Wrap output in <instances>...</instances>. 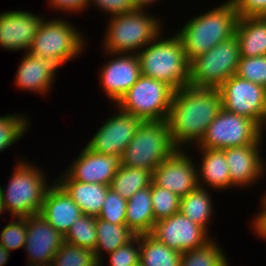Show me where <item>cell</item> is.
I'll use <instances>...</instances> for the list:
<instances>
[{"instance_id": "obj_20", "label": "cell", "mask_w": 266, "mask_h": 266, "mask_svg": "<svg viewBox=\"0 0 266 266\" xmlns=\"http://www.w3.org/2000/svg\"><path fill=\"white\" fill-rule=\"evenodd\" d=\"M260 146V144H249L223 149L233 186L247 187L264 174L266 164L260 157Z\"/></svg>"}, {"instance_id": "obj_17", "label": "cell", "mask_w": 266, "mask_h": 266, "mask_svg": "<svg viewBox=\"0 0 266 266\" xmlns=\"http://www.w3.org/2000/svg\"><path fill=\"white\" fill-rule=\"evenodd\" d=\"M70 167L66 174L72 180L110 186L121 167V156L95 153L85 146Z\"/></svg>"}, {"instance_id": "obj_24", "label": "cell", "mask_w": 266, "mask_h": 266, "mask_svg": "<svg viewBox=\"0 0 266 266\" xmlns=\"http://www.w3.org/2000/svg\"><path fill=\"white\" fill-rule=\"evenodd\" d=\"M202 154V161L198 171V184L203 186V182L212 188L226 189L234 187L229 176V167L226 162L225 153L222 149L199 148Z\"/></svg>"}, {"instance_id": "obj_26", "label": "cell", "mask_w": 266, "mask_h": 266, "mask_svg": "<svg viewBox=\"0 0 266 266\" xmlns=\"http://www.w3.org/2000/svg\"><path fill=\"white\" fill-rule=\"evenodd\" d=\"M96 235L97 245L94 254L99 261V266H103L101 265L103 264L101 257L103 252L108 254L114 252L118 247L127 244L136 236L125 224H112L98 217H96Z\"/></svg>"}, {"instance_id": "obj_37", "label": "cell", "mask_w": 266, "mask_h": 266, "mask_svg": "<svg viewBox=\"0 0 266 266\" xmlns=\"http://www.w3.org/2000/svg\"><path fill=\"white\" fill-rule=\"evenodd\" d=\"M127 200L111 188L107 191L104 204L98 218L112 224H125Z\"/></svg>"}, {"instance_id": "obj_5", "label": "cell", "mask_w": 266, "mask_h": 266, "mask_svg": "<svg viewBox=\"0 0 266 266\" xmlns=\"http://www.w3.org/2000/svg\"><path fill=\"white\" fill-rule=\"evenodd\" d=\"M7 189L0 186V198L4 211L12 217H28L40 214L46 193L51 185H47L42 169L29 165L27 161H18ZM27 162V163H26Z\"/></svg>"}, {"instance_id": "obj_35", "label": "cell", "mask_w": 266, "mask_h": 266, "mask_svg": "<svg viewBox=\"0 0 266 266\" xmlns=\"http://www.w3.org/2000/svg\"><path fill=\"white\" fill-rule=\"evenodd\" d=\"M13 219L3 227L0 234V245L9 252L24 247L27 238V217Z\"/></svg>"}, {"instance_id": "obj_27", "label": "cell", "mask_w": 266, "mask_h": 266, "mask_svg": "<svg viewBox=\"0 0 266 266\" xmlns=\"http://www.w3.org/2000/svg\"><path fill=\"white\" fill-rule=\"evenodd\" d=\"M207 187H198L186 196L180 197L179 212L208 231L207 224L213 216V207Z\"/></svg>"}, {"instance_id": "obj_46", "label": "cell", "mask_w": 266, "mask_h": 266, "mask_svg": "<svg viewBox=\"0 0 266 266\" xmlns=\"http://www.w3.org/2000/svg\"><path fill=\"white\" fill-rule=\"evenodd\" d=\"M262 202L266 205V193L263 195Z\"/></svg>"}, {"instance_id": "obj_14", "label": "cell", "mask_w": 266, "mask_h": 266, "mask_svg": "<svg viewBox=\"0 0 266 266\" xmlns=\"http://www.w3.org/2000/svg\"><path fill=\"white\" fill-rule=\"evenodd\" d=\"M190 155L178 149L153 171L152 181L162 188L186 196L199 187L198 170Z\"/></svg>"}, {"instance_id": "obj_40", "label": "cell", "mask_w": 266, "mask_h": 266, "mask_svg": "<svg viewBox=\"0 0 266 266\" xmlns=\"http://www.w3.org/2000/svg\"><path fill=\"white\" fill-rule=\"evenodd\" d=\"M98 8L111 16L135 10L134 0H90Z\"/></svg>"}, {"instance_id": "obj_44", "label": "cell", "mask_w": 266, "mask_h": 266, "mask_svg": "<svg viewBox=\"0 0 266 266\" xmlns=\"http://www.w3.org/2000/svg\"><path fill=\"white\" fill-rule=\"evenodd\" d=\"M9 251H7L3 246L0 245V266H4L10 257Z\"/></svg>"}, {"instance_id": "obj_45", "label": "cell", "mask_w": 266, "mask_h": 266, "mask_svg": "<svg viewBox=\"0 0 266 266\" xmlns=\"http://www.w3.org/2000/svg\"><path fill=\"white\" fill-rule=\"evenodd\" d=\"M3 212H6V211H4L2 200L0 198V214H2Z\"/></svg>"}, {"instance_id": "obj_33", "label": "cell", "mask_w": 266, "mask_h": 266, "mask_svg": "<svg viewBox=\"0 0 266 266\" xmlns=\"http://www.w3.org/2000/svg\"><path fill=\"white\" fill-rule=\"evenodd\" d=\"M154 220H161L179 212L180 197L166 188L151 183Z\"/></svg>"}, {"instance_id": "obj_25", "label": "cell", "mask_w": 266, "mask_h": 266, "mask_svg": "<svg viewBox=\"0 0 266 266\" xmlns=\"http://www.w3.org/2000/svg\"><path fill=\"white\" fill-rule=\"evenodd\" d=\"M154 224L150 186L135 192L127 200L125 225L138 236L151 233Z\"/></svg>"}, {"instance_id": "obj_7", "label": "cell", "mask_w": 266, "mask_h": 266, "mask_svg": "<svg viewBox=\"0 0 266 266\" xmlns=\"http://www.w3.org/2000/svg\"><path fill=\"white\" fill-rule=\"evenodd\" d=\"M240 58L239 42L233 36L189 62V85L217 89L236 75Z\"/></svg>"}, {"instance_id": "obj_32", "label": "cell", "mask_w": 266, "mask_h": 266, "mask_svg": "<svg viewBox=\"0 0 266 266\" xmlns=\"http://www.w3.org/2000/svg\"><path fill=\"white\" fill-rule=\"evenodd\" d=\"M51 266H99L94 251L64 242Z\"/></svg>"}, {"instance_id": "obj_19", "label": "cell", "mask_w": 266, "mask_h": 266, "mask_svg": "<svg viewBox=\"0 0 266 266\" xmlns=\"http://www.w3.org/2000/svg\"><path fill=\"white\" fill-rule=\"evenodd\" d=\"M67 60L63 57H47L26 52L16 72V85L19 89L46 93L50 90L57 69Z\"/></svg>"}, {"instance_id": "obj_48", "label": "cell", "mask_w": 266, "mask_h": 266, "mask_svg": "<svg viewBox=\"0 0 266 266\" xmlns=\"http://www.w3.org/2000/svg\"><path fill=\"white\" fill-rule=\"evenodd\" d=\"M28 266H42V265H32V264H29Z\"/></svg>"}, {"instance_id": "obj_42", "label": "cell", "mask_w": 266, "mask_h": 266, "mask_svg": "<svg viewBox=\"0 0 266 266\" xmlns=\"http://www.w3.org/2000/svg\"><path fill=\"white\" fill-rule=\"evenodd\" d=\"M262 211L254 218L255 221H253V228L255 233L258 234V236L266 239V205L261 201Z\"/></svg>"}, {"instance_id": "obj_18", "label": "cell", "mask_w": 266, "mask_h": 266, "mask_svg": "<svg viewBox=\"0 0 266 266\" xmlns=\"http://www.w3.org/2000/svg\"><path fill=\"white\" fill-rule=\"evenodd\" d=\"M43 19L23 10L1 13L0 46L11 51L28 52Z\"/></svg>"}, {"instance_id": "obj_3", "label": "cell", "mask_w": 266, "mask_h": 266, "mask_svg": "<svg viewBox=\"0 0 266 266\" xmlns=\"http://www.w3.org/2000/svg\"><path fill=\"white\" fill-rule=\"evenodd\" d=\"M137 56L141 75L161 80L175 91L189 85V62L177 34L167 39L159 35Z\"/></svg>"}, {"instance_id": "obj_8", "label": "cell", "mask_w": 266, "mask_h": 266, "mask_svg": "<svg viewBox=\"0 0 266 266\" xmlns=\"http://www.w3.org/2000/svg\"><path fill=\"white\" fill-rule=\"evenodd\" d=\"M174 92L165 82L141 75L116 105L142 121L167 120Z\"/></svg>"}, {"instance_id": "obj_23", "label": "cell", "mask_w": 266, "mask_h": 266, "mask_svg": "<svg viewBox=\"0 0 266 266\" xmlns=\"http://www.w3.org/2000/svg\"><path fill=\"white\" fill-rule=\"evenodd\" d=\"M235 36L241 57L266 55V16L239 17Z\"/></svg>"}, {"instance_id": "obj_39", "label": "cell", "mask_w": 266, "mask_h": 266, "mask_svg": "<svg viewBox=\"0 0 266 266\" xmlns=\"http://www.w3.org/2000/svg\"><path fill=\"white\" fill-rule=\"evenodd\" d=\"M239 17L266 16V0H232Z\"/></svg>"}, {"instance_id": "obj_2", "label": "cell", "mask_w": 266, "mask_h": 266, "mask_svg": "<svg viewBox=\"0 0 266 266\" xmlns=\"http://www.w3.org/2000/svg\"><path fill=\"white\" fill-rule=\"evenodd\" d=\"M238 19L233 1L228 0L187 21L176 34L182 41L188 62L235 36Z\"/></svg>"}, {"instance_id": "obj_13", "label": "cell", "mask_w": 266, "mask_h": 266, "mask_svg": "<svg viewBox=\"0 0 266 266\" xmlns=\"http://www.w3.org/2000/svg\"><path fill=\"white\" fill-rule=\"evenodd\" d=\"M117 112L103 123L88 142L86 146L91 151L104 155L122 156L143 121L120 109Z\"/></svg>"}, {"instance_id": "obj_10", "label": "cell", "mask_w": 266, "mask_h": 266, "mask_svg": "<svg viewBox=\"0 0 266 266\" xmlns=\"http://www.w3.org/2000/svg\"><path fill=\"white\" fill-rule=\"evenodd\" d=\"M69 21L64 19H43L33 39L30 54L47 57H63L67 61L80 54L85 46L84 38Z\"/></svg>"}, {"instance_id": "obj_22", "label": "cell", "mask_w": 266, "mask_h": 266, "mask_svg": "<svg viewBox=\"0 0 266 266\" xmlns=\"http://www.w3.org/2000/svg\"><path fill=\"white\" fill-rule=\"evenodd\" d=\"M55 181L79 206L82 214L98 217L110 186L72 180L65 172L64 175Z\"/></svg>"}, {"instance_id": "obj_11", "label": "cell", "mask_w": 266, "mask_h": 266, "mask_svg": "<svg viewBox=\"0 0 266 266\" xmlns=\"http://www.w3.org/2000/svg\"><path fill=\"white\" fill-rule=\"evenodd\" d=\"M222 108L254 120L265 127L266 88L233 75L218 88ZM264 123V124H263Z\"/></svg>"}, {"instance_id": "obj_6", "label": "cell", "mask_w": 266, "mask_h": 266, "mask_svg": "<svg viewBox=\"0 0 266 266\" xmlns=\"http://www.w3.org/2000/svg\"><path fill=\"white\" fill-rule=\"evenodd\" d=\"M145 10L135 9L124 14L110 16L103 46L108 53L137 54L161 35V25L156 16ZM135 50V51H134Z\"/></svg>"}, {"instance_id": "obj_12", "label": "cell", "mask_w": 266, "mask_h": 266, "mask_svg": "<svg viewBox=\"0 0 266 266\" xmlns=\"http://www.w3.org/2000/svg\"><path fill=\"white\" fill-rule=\"evenodd\" d=\"M208 233L204 227L178 212L157 220L150 234L169 248L183 253L210 242L212 239Z\"/></svg>"}, {"instance_id": "obj_34", "label": "cell", "mask_w": 266, "mask_h": 266, "mask_svg": "<svg viewBox=\"0 0 266 266\" xmlns=\"http://www.w3.org/2000/svg\"><path fill=\"white\" fill-rule=\"evenodd\" d=\"M30 124L25 116L21 115H5L0 116V152L20 140L28 130Z\"/></svg>"}, {"instance_id": "obj_1", "label": "cell", "mask_w": 266, "mask_h": 266, "mask_svg": "<svg viewBox=\"0 0 266 266\" xmlns=\"http://www.w3.org/2000/svg\"><path fill=\"white\" fill-rule=\"evenodd\" d=\"M222 108L216 88L184 86L174 92L167 118L174 145L181 149L187 143L196 145Z\"/></svg>"}, {"instance_id": "obj_16", "label": "cell", "mask_w": 266, "mask_h": 266, "mask_svg": "<svg viewBox=\"0 0 266 266\" xmlns=\"http://www.w3.org/2000/svg\"><path fill=\"white\" fill-rule=\"evenodd\" d=\"M106 53L113 58L103 65L99 76L107 97L116 104L141 76L140 61L133 53Z\"/></svg>"}, {"instance_id": "obj_38", "label": "cell", "mask_w": 266, "mask_h": 266, "mask_svg": "<svg viewBox=\"0 0 266 266\" xmlns=\"http://www.w3.org/2000/svg\"><path fill=\"white\" fill-rule=\"evenodd\" d=\"M137 244V247H135ZM110 266H135L140 262V235L109 253Z\"/></svg>"}, {"instance_id": "obj_36", "label": "cell", "mask_w": 266, "mask_h": 266, "mask_svg": "<svg viewBox=\"0 0 266 266\" xmlns=\"http://www.w3.org/2000/svg\"><path fill=\"white\" fill-rule=\"evenodd\" d=\"M236 75L266 88V55L241 57Z\"/></svg>"}, {"instance_id": "obj_21", "label": "cell", "mask_w": 266, "mask_h": 266, "mask_svg": "<svg viewBox=\"0 0 266 266\" xmlns=\"http://www.w3.org/2000/svg\"><path fill=\"white\" fill-rule=\"evenodd\" d=\"M40 214L65 236L82 212L66 191L54 181L46 193Z\"/></svg>"}, {"instance_id": "obj_41", "label": "cell", "mask_w": 266, "mask_h": 266, "mask_svg": "<svg viewBox=\"0 0 266 266\" xmlns=\"http://www.w3.org/2000/svg\"><path fill=\"white\" fill-rule=\"evenodd\" d=\"M49 6L55 10L65 11V12H76L77 13L85 9L88 5L90 6V0H48Z\"/></svg>"}, {"instance_id": "obj_29", "label": "cell", "mask_w": 266, "mask_h": 266, "mask_svg": "<svg viewBox=\"0 0 266 266\" xmlns=\"http://www.w3.org/2000/svg\"><path fill=\"white\" fill-rule=\"evenodd\" d=\"M153 173L143 168L121 166L112 179L110 188L128 200L135 192L150 187Z\"/></svg>"}, {"instance_id": "obj_31", "label": "cell", "mask_w": 266, "mask_h": 266, "mask_svg": "<svg viewBox=\"0 0 266 266\" xmlns=\"http://www.w3.org/2000/svg\"><path fill=\"white\" fill-rule=\"evenodd\" d=\"M64 242L94 251L97 245L96 217L81 214L64 236Z\"/></svg>"}, {"instance_id": "obj_30", "label": "cell", "mask_w": 266, "mask_h": 266, "mask_svg": "<svg viewBox=\"0 0 266 266\" xmlns=\"http://www.w3.org/2000/svg\"><path fill=\"white\" fill-rule=\"evenodd\" d=\"M212 239L202 247L183 252L180 266H229L227 256Z\"/></svg>"}, {"instance_id": "obj_28", "label": "cell", "mask_w": 266, "mask_h": 266, "mask_svg": "<svg viewBox=\"0 0 266 266\" xmlns=\"http://www.w3.org/2000/svg\"><path fill=\"white\" fill-rule=\"evenodd\" d=\"M181 254L150 233L140 235V263L143 266H180Z\"/></svg>"}, {"instance_id": "obj_43", "label": "cell", "mask_w": 266, "mask_h": 266, "mask_svg": "<svg viewBox=\"0 0 266 266\" xmlns=\"http://www.w3.org/2000/svg\"><path fill=\"white\" fill-rule=\"evenodd\" d=\"M155 1L157 2L158 0H134V5L136 9L145 10V8H147V5L149 6L152 3L155 4Z\"/></svg>"}, {"instance_id": "obj_47", "label": "cell", "mask_w": 266, "mask_h": 266, "mask_svg": "<svg viewBox=\"0 0 266 266\" xmlns=\"http://www.w3.org/2000/svg\"><path fill=\"white\" fill-rule=\"evenodd\" d=\"M135 266H143L140 262L137 264V265H135Z\"/></svg>"}, {"instance_id": "obj_4", "label": "cell", "mask_w": 266, "mask_h": 266, "mask_svg": "<svg viewBox=\"0 0 266 266\" xmlns=\"http://www.w3.org/2000/svg\"><path fill=\"white\" fill-rule=\"evenodd\" d=\"M178 148L174 145L167 120L143 121L121 156V166L154 169Z\"/></svg>"}, {"instance_id": "obj_9", "label": "cell", "mask_w": 266, "mask_h": 266, "mask_svg": "<svg viewBox=\"0 0 266 266\" xmlns=\"http://www.w3.org/2000/svg\"><path fill=\"white\" fill-rule=\"evenodd\" d=\"M262 131L254 120L221 108L197 147L223 150L229 147L261 144Z\"/></svg>"}, {"instance_id": "obj_15", "label": "cell", "mask_w": 266, "mask_h": 266, "mask_svg": "<svg viewBox=\"0 0 266 266\" xmlns=\"http://www.w3.org/2000/svg\"><path fill=\"white\" fill-rule=\"evenodd\" d=\"M64 243V236L41 214L27 217V238L24 248L32 265L51 266L54 256Z\"/></svg>"}]
</instances>
